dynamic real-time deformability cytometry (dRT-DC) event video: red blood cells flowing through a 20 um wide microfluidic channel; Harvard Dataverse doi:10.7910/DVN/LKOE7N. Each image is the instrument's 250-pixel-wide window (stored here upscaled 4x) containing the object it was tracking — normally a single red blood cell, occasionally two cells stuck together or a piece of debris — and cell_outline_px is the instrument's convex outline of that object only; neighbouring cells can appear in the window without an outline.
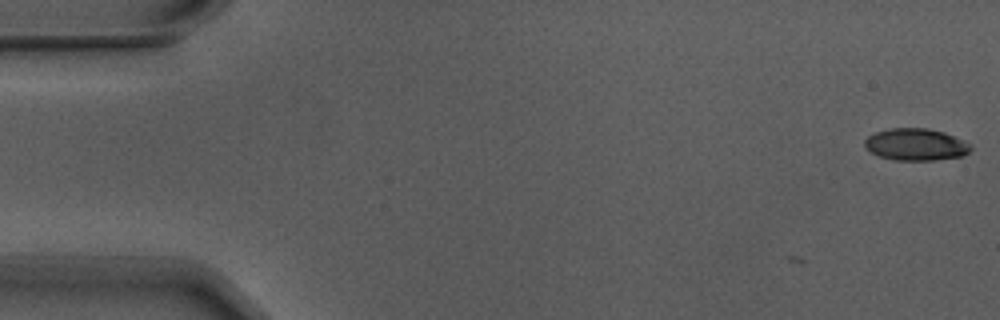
{"species": "Egyptian fruit bat (a non-hibernating species)", "species_latin": "Rousettus aegyptiacus", "temperature_condition": "warm", "stored_images_in_passage": 4, "camera_frame_rate_fps": 3000, "um_per_image_px": 0.085, "animal": {"sex": "male"}, "frame": {"image": 1, "passage_image": 1, "time_ms": 0.0, "image_size_px": [1000, 320], "cell_outline_px": [[972, 148], [964, 156], [932, 160], [896, 160], [880, 156], [864, 148], [864, 140], [868, 136], [876, 132], [888, 128], [928, 128], [944, 132], [972, 144]], "centroid_in_image_um": [77.85, 12.28], "position_along_channel_um": 7.2, "area_um2": 19.83}}
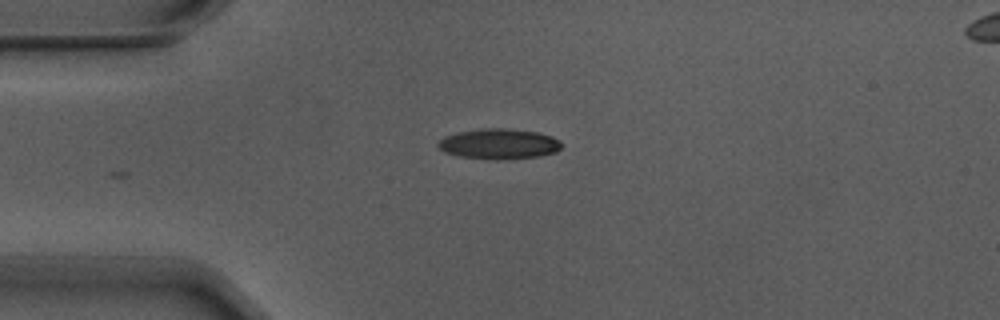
{"frame": {"image": 2, "passage_image": 4, "time_ms": 1.0, "image_size_px": [1000, 320], "cell_outline_px": [[564, 144], [556, 152], [536, 156], [460, 156], [444, 152], [436, 144], [444, 136], [456, 132], [484, 128], [508, 128], [536, 132], [552, 136], [560, 140]], "centroid_in_image_um": [42.42, 12.16], "position_along_channel_um": 42.6, "area_um2": 20.75}}